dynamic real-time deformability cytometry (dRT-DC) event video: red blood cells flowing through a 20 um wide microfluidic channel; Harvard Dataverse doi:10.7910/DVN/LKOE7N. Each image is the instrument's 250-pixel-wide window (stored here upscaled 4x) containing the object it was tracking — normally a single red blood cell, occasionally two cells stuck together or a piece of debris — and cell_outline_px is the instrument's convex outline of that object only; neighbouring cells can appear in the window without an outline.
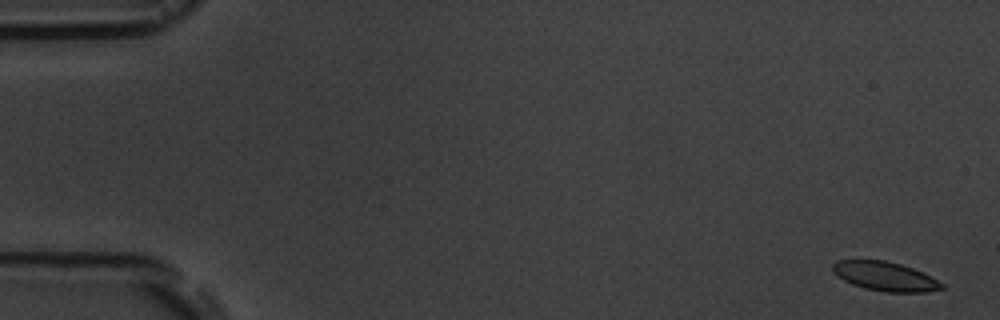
{"species": "common noctule bat (a hibernating species)", "species_latin": "Nyctalus noctula", "temperature_condition": "room temperature", "stored_images_in_passage": 5, "camera_frame_rate_fps": 3000, "um_per_image_px": 0.085, "animal": {"sex": "male", "body_mass_g": 19.5, "forearm_length_mm": 54.6}, "frame": {"image": 1, "passage_image": 1, "time_ms": 0.0, "image_size_px": [1000, 320], "cell_outline_px": [[944, 288], [928, 292], [884, 292], [864, 288], [852, 284], [844, 280], [832, 268], [832, 264], [836, 260], [884, 260], [900, 264], [912, 268], [944, 284]], "centroid_in_image_um": [75.23, 23.49], "position_along_channel_um": 9.8, "area_um2": 18.21}}
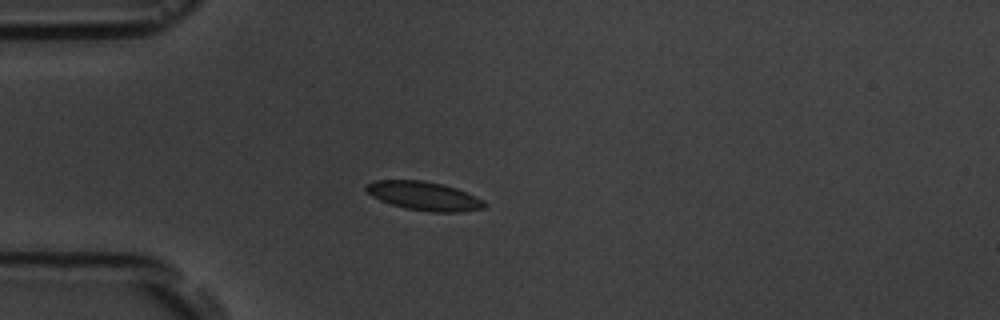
{"frame": {"image": 2, "passage_image": 5, "time_ms": 4.667, "image_size_px": [1000, 320], "cell_outline_px": [[488, 204], [484, 208], [460, 212], [428, 212], [404, 208], [380, 200], [372, 196], [364, 188], [368, 184], [376, 180], [424, 180], [456, 188], [484, 200]], "centroid_in_image_um": [36.06, 16.66], "position_along_channel_um": 48.9, "area_um2": 19.77}}